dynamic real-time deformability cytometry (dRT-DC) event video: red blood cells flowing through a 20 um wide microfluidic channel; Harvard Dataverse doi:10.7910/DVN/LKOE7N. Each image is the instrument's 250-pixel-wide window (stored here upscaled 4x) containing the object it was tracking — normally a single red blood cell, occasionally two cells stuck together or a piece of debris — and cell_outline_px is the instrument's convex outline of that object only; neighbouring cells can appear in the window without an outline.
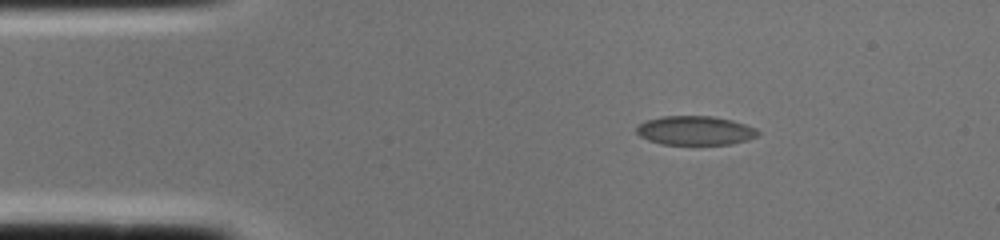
{"species": "common noctule bat (a hibernating species)", "species_latin": "Nyctalus noctula", "temperature_condition": "cold", "stored_images_in_passage": 3, "segment_of_instrument_passage": [2, 2], "camera_frame_rate_fps": 3000, "um_per_image_px": 0.085, "animal": {"sex": "female", "body_mass_g": 22.0, "forearm_length_mm": 56.7}, "frame": {"image": 1, "passage_image": 3, "time_ms": 0.667, "image_size_px": [1000, 240], "cell_outline_px": [[760, 132], [756, 136], [748, 140], [732, 144], [660, 144], [648, 140], [640, 136], [636, 132], [636, 128], [640, 124], [648, 120], [664, 116], [712, 116], [732, 120], [756, 128]], "centroid_in_image_um": [59.1, 11.1], "position_along_channel_um": 25.9, "area_um2": 20.46}}